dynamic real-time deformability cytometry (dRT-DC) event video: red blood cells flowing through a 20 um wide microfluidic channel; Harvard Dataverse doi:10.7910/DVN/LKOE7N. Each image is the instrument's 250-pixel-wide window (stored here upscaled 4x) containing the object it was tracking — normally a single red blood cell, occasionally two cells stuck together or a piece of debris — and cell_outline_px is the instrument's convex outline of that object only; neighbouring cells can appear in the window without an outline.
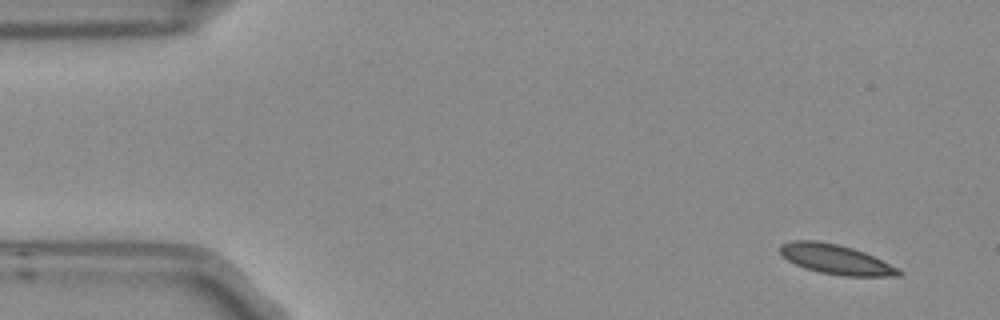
{"species": "Egyptian fruit bat (a non-hibernating species)", "species_latin": "Rousettus aegyptiacus", "temperature_condition": "room temperature", "stored_images_in_passage": 4, "camera_frame_rate_fps": 3000, "um_per_image_px": 0.085, "frame": {"image": 1, "passage_image": 1, "time_ms": 0.0, "image_size_px": [1000, 320], "cell_outline_px": [[904, 272], [900, 276], [844, 276], [820, 272], [804, 268], [788, 260], [780, 252], [780, 244], [792, 240], [816, 240], [836, 244], [852, 248], [864, 252]], "centroid_in_image_um": [71.01, 22.04], "position_along_channel_um": 14.0, "area_um2": 20.23}}
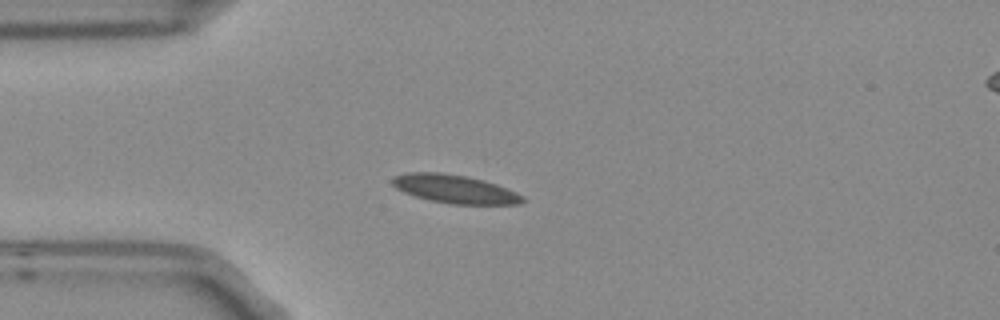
{"frame": {"image": 2, "passage_image": 4, "time_ms": 1.0, "image_size_px": [1000, 320], "cell_outline_px": [[524, 200], [520, 204], [452, 204], [428, 200], [404, 192], [396, 188], [392, 184], [392, 176], [408, 172], [440, 172], [464, 176], [484, 180], [496, 184], [516, 192], [524, 196]], "centroid_in_image_um": [38.63, 16.06], "position_along_channel_um": 46.4, "area_um2": 21.5}}